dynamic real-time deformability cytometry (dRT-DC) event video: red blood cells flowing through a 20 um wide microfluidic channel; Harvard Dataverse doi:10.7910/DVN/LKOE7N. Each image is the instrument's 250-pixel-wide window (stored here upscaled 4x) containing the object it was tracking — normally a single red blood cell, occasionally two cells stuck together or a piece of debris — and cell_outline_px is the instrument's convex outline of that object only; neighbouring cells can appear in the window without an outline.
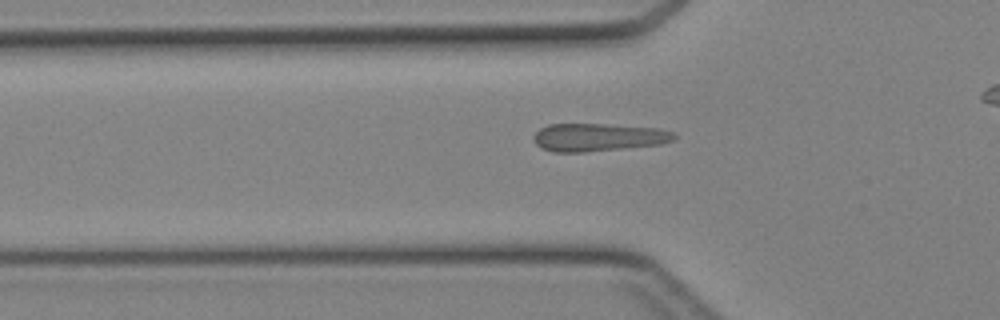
{"species": "Egyptian fruit bat (a non-hibernating species)", "species_latin": "Rousettus aegyptiacus", "temperature_condition": "cold", "stored_images_in_passage": 37, "camera_frame_rate_fps": 3000, "um_per_image_px": 0.085, "animal": {"sex": "female"}, "frame": {"image": 1, "passage_image": 15, "time_ms": 4.667, "image_size_px": [1000, 320], "cell_outline_px": [[676, 136], [672, 140], [660, 144], [624, 148], [584, 152], [552, 152], [540, 148], [532, 140], [532, 136], [540, 128], [548, 124], [604, 124], [660, 128], [672, 132]], "centroid_in_image_um": [50.78, 11.67], "position_along_channel_um": 75.0, "area_um2": 22.89}}
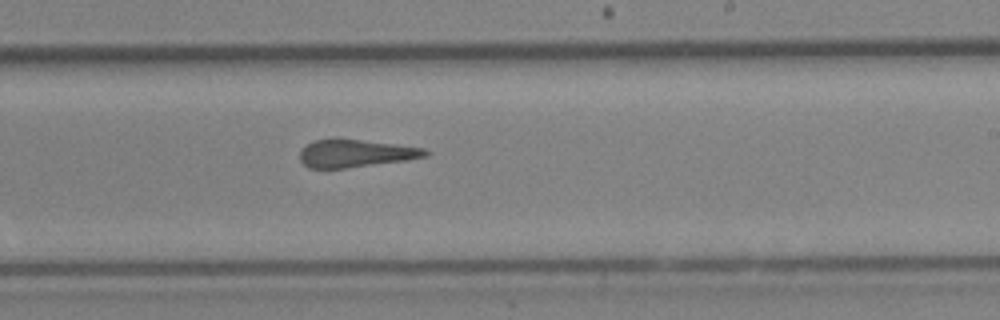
{"frame": {"image": 2, "passage_image": 27, "time_ms": 8.667, "image_size_px": [1000, 320], "cell_outline_px": [[432, 152], [428, 156], [408, 160], [344, 168], [308, 168], [300, 160], [300, 152], [308, 144], [316, 140], [360, 140], [396, 144], [424, 148]], "centroid_in_image_um": [30.29, 13.05], "position_along_channel_um": 258.7, "area_um2": 19.88}}
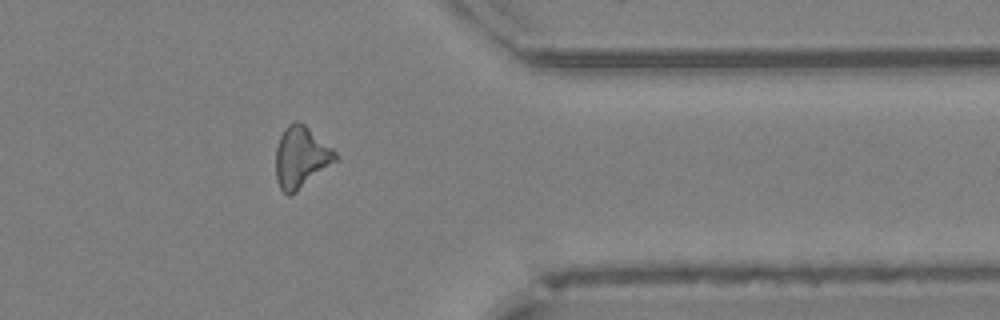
{"frame": {"image": 3, "passage_image": 36, "time_ms": 11.667, "image_size_px": [1000, 320], "cell_outline_px": [[340, 160], [296, 192], [288, 196], [280, 188], [276, 180], [276, 148], [280, 136], [284, 128], [288, 124], [296, 120], [304, 124], [332, 148], [340, 156]], "centroid_in_image_um": [25.61, 13.38], "position_along_channel_um": 385.8, "area_um2": 21.62}}